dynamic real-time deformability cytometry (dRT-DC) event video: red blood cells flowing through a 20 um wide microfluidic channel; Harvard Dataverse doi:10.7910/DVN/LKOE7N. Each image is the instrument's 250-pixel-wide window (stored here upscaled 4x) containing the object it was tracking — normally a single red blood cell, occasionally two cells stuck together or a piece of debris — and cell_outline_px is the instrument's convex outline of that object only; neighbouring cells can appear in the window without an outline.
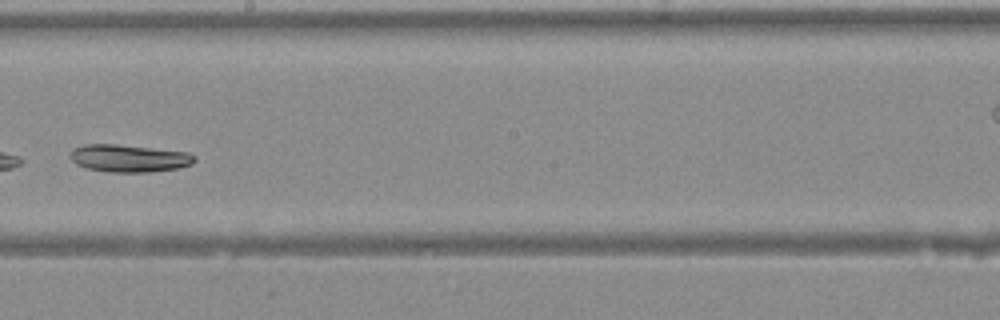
{"species": "Egyptian fruit bat (a non-hibernating species)", "species_latin": "Rousettus aegyptiacus", "temperature_condition": "warm", "stored_images_in_passage": 40, "camera_frame_rate_fps": 3000, "um_per_image_px": 0.085, "animal": {"sex": "female"}, "frame": {"image": 1, "passage_image": 23, "time_ms": 7.333, "image_size_px": [1000, 320], "cell_outline_px": [[196, 160], [192, 164], [176, 168], [148, 172], [108, 172], [88, 168], [76, 164], [68, 156], [72, 148], [84, 144], [116, 144], [188, 152], [196, 156]], "centroid_in_image_um": [10.93, 13.44], "position_along_channel_um": 237.3, "area_um2": 19.94}}